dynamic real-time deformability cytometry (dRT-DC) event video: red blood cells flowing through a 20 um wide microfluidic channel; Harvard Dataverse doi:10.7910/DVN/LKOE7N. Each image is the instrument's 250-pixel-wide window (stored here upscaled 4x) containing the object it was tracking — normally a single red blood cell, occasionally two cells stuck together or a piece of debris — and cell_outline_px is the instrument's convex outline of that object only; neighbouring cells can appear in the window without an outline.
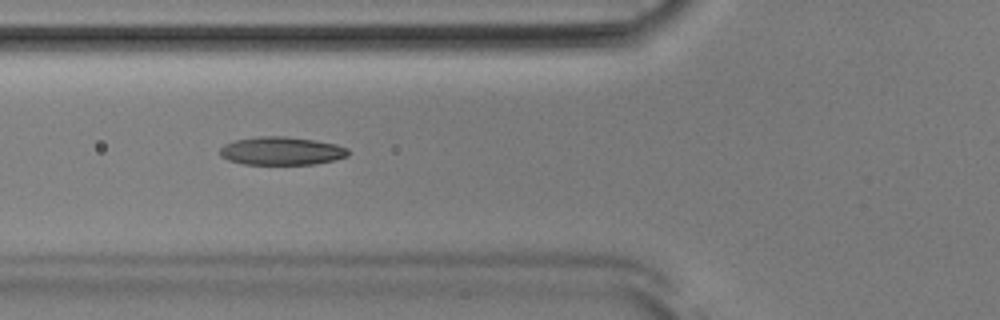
{"species": "Egyptian fruit bat (a non-hibernating species)", "species_latin": "Rousettus aegyptiacus", "temperature_condition": "room temperature", "stored_images_in_passage": 51, "camera_frame_rate_fps": 3000, "um_per_image_px": 0.085, "animal": {"sex": "male"}, "frame": {"image": 1, "passage_image": 19, "time_ms": 6.0, "image_size_px": [1000, 320], "cell_outline_px": [[348, 156], [336, 160], [316, 164], [244, 164], [228, 160], [220, 156], [220, 148], [224, 144], [236, 140], [256, 136], [284, 136], [316, 140], [336, 144], [348, 148]], "centroid_in_image_um": [23.94, 12.83], "position_along_channel_um": 101.9, "area_um2": 21.21}}
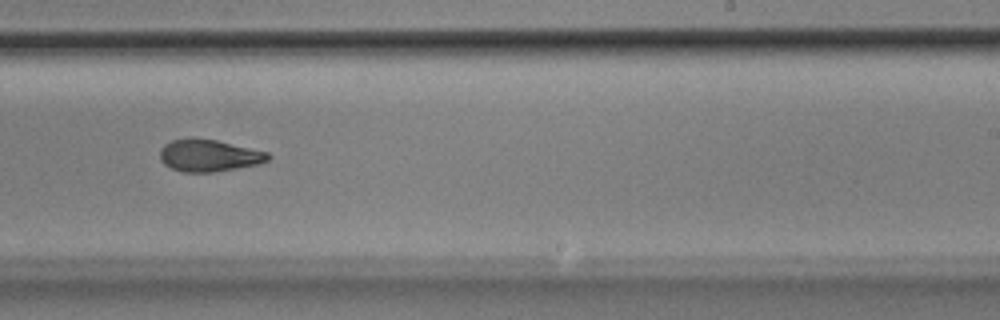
{"frame": {"image": 2, "passage_image": 32, "time_ms": 10.333, "image_size_px": [1000, 320], "cell_outline_px": [[272, 156], [268, 160], [256, 164], [236, 168], [212, 172], [184, 172], [172, 168], [164, 164], [160, 160], [160, 148], [164, 144], [172, 140], [188, 136], [216, 140], [268, 152]], "centroid_in_image_um": [17.71, 13.19], "position_along_channel_um": 271.3, "area_um2": 20.29}}
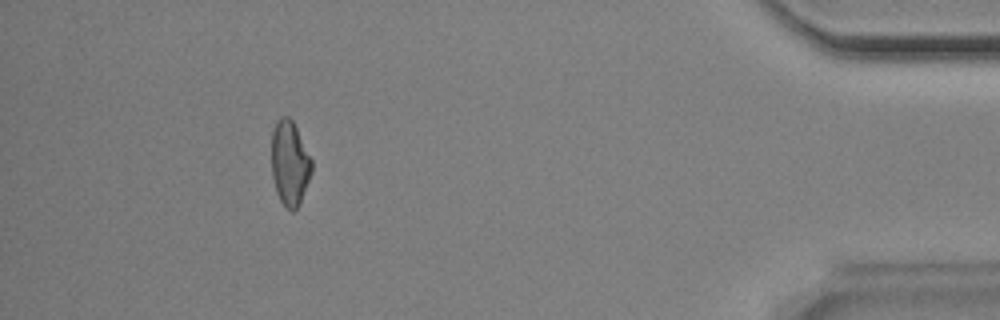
{"frame": {"image": 3, "passage_image": 47, "time_ms": 15.333, "image_size_px": [1000, 320], "cell_outline_px": [[312, 172], [300, 204], [292, 212], [280, 200], [276, 192], [272, 176], [272, 132], [276, 120], [280, 116], [288, 116], [292, 120], [312, 160]], "centroid_in_image_um": [24.62, 13.87], "position_along_channel_um": 410.6, "area_um2": 19.77}, "authors_computed_cell_mechanics": {"area_um2": 20.8658, "velocity_mm_per_s": 3.9184, "shape_relaxation_time_tau1_ms": 4.4755, "shape_relaxation_time_tau2_ms": 3.8201, "deformation_change_tau1": 0.1473, "deformation_change_tau2": 0.1051}}